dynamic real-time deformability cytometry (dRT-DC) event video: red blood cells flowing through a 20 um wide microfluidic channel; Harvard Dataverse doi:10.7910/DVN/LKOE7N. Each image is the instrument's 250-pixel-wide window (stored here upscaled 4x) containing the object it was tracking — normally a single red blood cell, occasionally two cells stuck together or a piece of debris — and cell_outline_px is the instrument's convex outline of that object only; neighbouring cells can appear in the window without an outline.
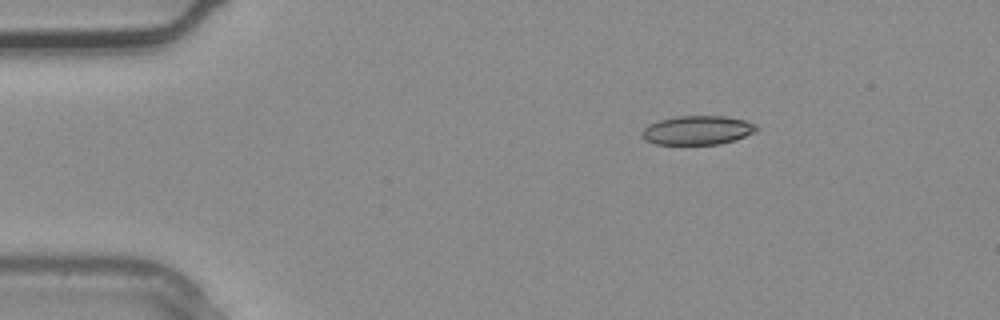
{"species": "common noctule bat (a hibernating species)", "species_latin": "Nyctalus noctula", "temperature_condition": "warm", "stored_images_in_passage": 2, "camera_frame_rate_fps": 3000, "um_per_image_px": 0.085, "animal": {"sex": "male", "body_mass_g": 20.4}, "frame": {"image": 1, "passage_image": 1, "time_ms": 0.0, "image_size_px": [1000, 320], "cell_outline_px": [[760, 128], [744, 136], [720, 144], [656, 144], [644, 140], [640, 136], [640, 132], [648, 124], [660, 120], [676, 116], [724, 116], [744, 120], [756, 124]], "centroid_in_image_um": [59.23, 11.06], "position_along_channel_um": 25.8, "area_um2": 19.31}}